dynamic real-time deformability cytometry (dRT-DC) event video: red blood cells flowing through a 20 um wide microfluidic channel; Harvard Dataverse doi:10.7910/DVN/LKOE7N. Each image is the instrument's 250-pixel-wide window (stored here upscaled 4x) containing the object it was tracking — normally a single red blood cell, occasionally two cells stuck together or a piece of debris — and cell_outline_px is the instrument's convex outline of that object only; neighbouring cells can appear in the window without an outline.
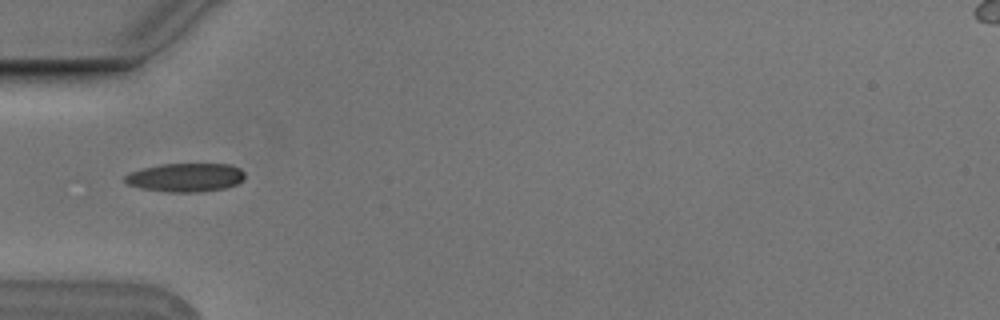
{"species": "Egyptian fruit bat (a non-hibernating species)", "species_latin": "Rousettus aegyptiacus", "temperature_condition": "cold", "stored_images_in_passage": 3, "camera_frame_rate_fps": 3000, "um_per_image_px": 0.085, "animal": {"sex": "male"}, "frame": {"image": 1, "passage_image": 1, "time_ms": 0.0, "image_size_px": [1000, 320], "cell_outline_px": [[244, 180], [236, 184], [224, 188], [200, 192], [168, 192], [140, 188], [128, 184], [124, 180], [124, 176], [128, 172], [140, 168], [160, 164], [232, 164], [240, 168], [244, 172]], "centroid_in_image_um": [15.75, 15.07], "position_along_channel_um": 69.2, "area_um2": 20.23}}
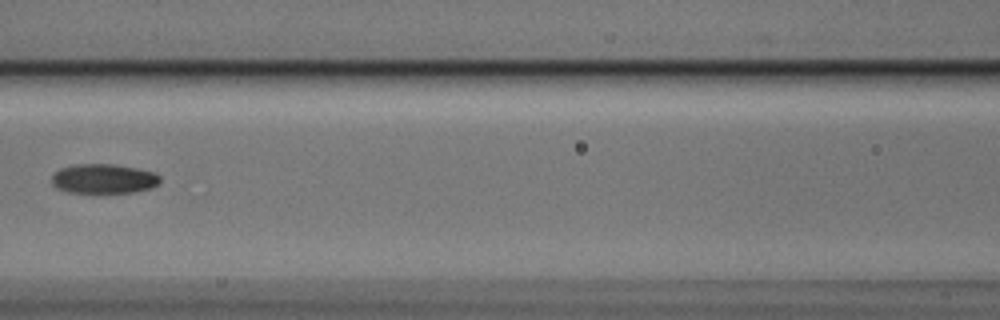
{"frame": {"image": 2, "passage_image": 3, "time_ms": 0.667, "image_size_px": [1000, 320], "cell_outline_px": [[160, 184], [152, 188], [132, 192], [68, 192], [56, 188], [52, 184], [52, 176], [60, 168], [76, 164], [112, 164], [136, 168], [156, 172], [160, 176]], "centroid_in_image_um": [8.84, 15.19], "position_along_channel_um": 157.8, "area_um2": 18.67}}